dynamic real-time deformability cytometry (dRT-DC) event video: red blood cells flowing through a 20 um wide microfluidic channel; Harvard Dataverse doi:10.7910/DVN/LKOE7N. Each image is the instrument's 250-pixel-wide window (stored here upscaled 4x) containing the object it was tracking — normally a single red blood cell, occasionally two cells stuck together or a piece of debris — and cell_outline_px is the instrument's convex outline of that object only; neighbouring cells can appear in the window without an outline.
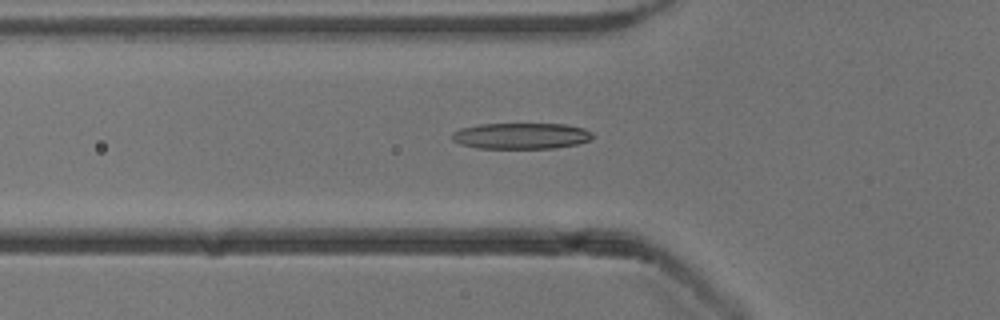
{"species": "common noctule bat (a hibernating species)", "species_latin": "Nyctalus noctula", "temperature_condition": "cold", "stored_images_in_passage": 52, "camera_frame_rate_fps": 3000, "um_per_image_px": 0.085, "animal": {"sex": "male", "body_mass_g": 13.3}, "frame": {"image": 1, "passage_image": 18, "time_ms": 5.667, "image_size_px": [1000, 320], "cell_outline_px": [[592, 136], [588, 140], [576, 144], [552, 148], [480, 148], [460, 144], [452, 140], [452, 132], [460, 128], [480, 124], [564, 124], [584, 128], [592, 132]], "centroid_in_image_um": [44.26, 11.54], "position_along_channel_um": 81.5, "area_um2": 21.21}}
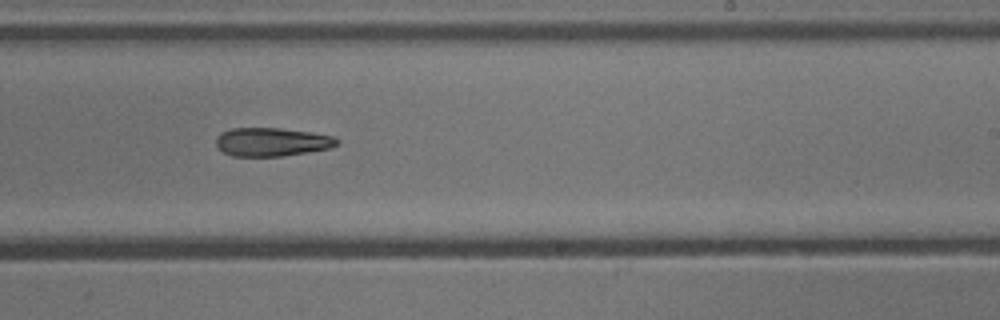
{"frame": {"image": 2, "passage_image": 32, "time_ms": 10.333, "image_size_px": [1000, 320], "cell_outline_px": [[340, 140], [332, 148], [284, 156], [232, 156], [224, 152], [216, 144], [216, 136], [220, 132], [232, 128], [280, 128], [312, 132], [332, 136]], "centroid_in_image_um": [23.11, 12.06], "position_along_channel_um": 265.9, "area_um2": 20.17}}
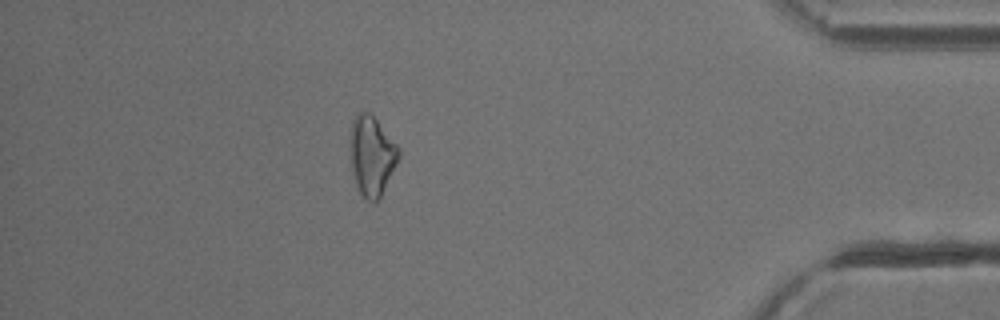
{"frame": {"image": 3, "passage_image": 46, "time_ms": 15.0, "image_size_px": [1000, 320], "cell_outline_px": [[400, 156], [380, 200], [372, 204], [360, 192], [356, 184], [352, 172], [348, 144], [348, 132], [352, 120], [356, 112], [368, 112], [376, 120], [400, 148]], "centroid_in_image_um": [31.56, 13.24], "position_along_channel_um": 403.6, "area_um2": 23.06}, "authors_computed_cell_mechanics": {"area_um2": 21.1548, "velocity_mm_per_s": 3.926, "shape_relaxation_time_tau1_ms": 3.9291, "shape_relaxation_time_tau2_ms": 10.3471, "deformation_change_tau1": 0.1105, "deformation_change_tau2": 0.2652}}